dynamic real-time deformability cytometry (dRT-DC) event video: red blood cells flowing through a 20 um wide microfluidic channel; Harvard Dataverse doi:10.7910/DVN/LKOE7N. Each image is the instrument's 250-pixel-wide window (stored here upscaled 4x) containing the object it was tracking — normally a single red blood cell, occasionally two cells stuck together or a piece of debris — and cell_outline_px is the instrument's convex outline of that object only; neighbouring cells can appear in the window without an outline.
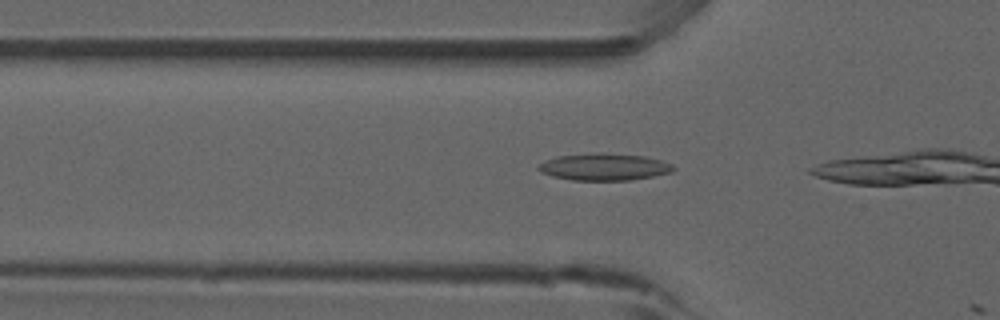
{"species": "common noctule bat (a hibernating species)", "species_latin": "Nyctalus noctula", "temperature_condition": "room temperature", "stored_images_in_passage": 4, "camera_frame_rate_fps": 3000, "um_per_image_px": 0.085, "animal": {"sex": "male", "forearm_length_mm": 52.5}, "frame": {"image": 1, "passage_image": 3, "time_ms": 0.667, "image_size_px": [1000, 320], "cell_outline_px": [[676, 168], [672, 172], [652, 176], [628, 180], [572, 180], [552, 176], [540, 172], [536, 168], [536, 164], [556, 156], [596, 152], [644, 156], [660, 160], [672, 164]], "centroid_in_image_um": [51.3, 14.18], "position_along_channel_um": 74.5, "area_um2": 21.33}}